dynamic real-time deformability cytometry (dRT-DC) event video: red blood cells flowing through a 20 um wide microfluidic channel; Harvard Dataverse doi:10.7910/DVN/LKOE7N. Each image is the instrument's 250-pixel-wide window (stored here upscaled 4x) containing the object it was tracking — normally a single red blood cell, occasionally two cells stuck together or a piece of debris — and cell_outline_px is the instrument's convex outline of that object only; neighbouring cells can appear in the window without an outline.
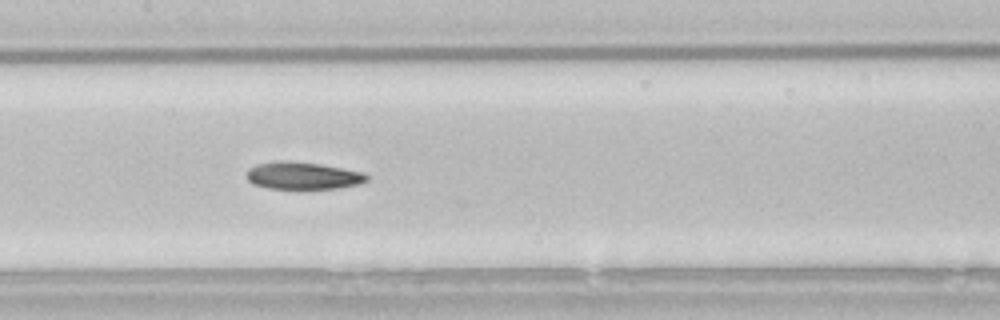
{"species": "common noctule bat (a hibernating species)", "species_latin": "Nyctalus noctula", "temperature_condition": "room temperature", "stored_images_in_passage": 49, "camera_frame_rate_fps": 3000, "um_per_image_px": 0.085, "animal": {"sex": "male", "body_mass_g": 21.5, "forearm_length_mm": 52.0}, "frame": {"image": 1, "passage_image": 22, "time_ms": 7.0, "image_size_px": [1000, 320], "cell_outline_px": [[368, 180], [360, 184], [340, 188], [268, 188], [252, 184], [248, 180], [248, 168], [256, 164], [284, 160], [320, 164], [364, 172], [368, 176]], "centroid_in_image_um": [25.76, 14.93], "position_along_channel_um": 181.6, "area_um2": 19.02}, "authors_computed_cell_mechanics": {"area_um2": 19.652, "velocity_mm_per_s": 3.8381, "shape_relaxation_time_tau1_ms": 4.7562, "shape_relaxation_time_tau2_ms": null, "deformation_change_tau1": 0.1381, "deformation_change_tau2": null}}